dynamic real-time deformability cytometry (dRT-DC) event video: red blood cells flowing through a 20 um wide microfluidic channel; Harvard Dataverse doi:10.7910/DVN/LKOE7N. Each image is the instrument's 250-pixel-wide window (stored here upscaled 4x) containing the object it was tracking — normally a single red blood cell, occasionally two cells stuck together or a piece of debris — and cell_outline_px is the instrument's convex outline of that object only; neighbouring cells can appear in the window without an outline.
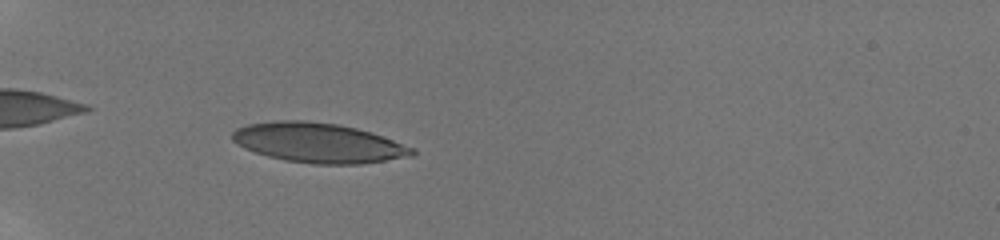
{"species": "human", "species_latin": "Homo sapiens", "temperature_condition": "room temperature", "stored_images_in_passage": 17, "camera_frame_rate_fps": 3000, "um_per_image_px": 0.085, "donor": {"sex": "male"}, "frame": {"image": 1, "passage_image": 16, "time_ms": 6.333, "image_size_px": [1000, 240], "cell_outline_px": [[416, 156], [360, 164], [312, 164], [284, 160], [268, 156], [244, 148], [236, 144], [232, 140], [232, 132], [236, 128], [248, 124], [280, 120], [304, 120], [336, 124], [356, 128], [372, 132], [416, 148]], "centroid_in_image_um": [27.1, 12.14], "position_along_channel_um": 57.9, "area_um2": 41.91}}